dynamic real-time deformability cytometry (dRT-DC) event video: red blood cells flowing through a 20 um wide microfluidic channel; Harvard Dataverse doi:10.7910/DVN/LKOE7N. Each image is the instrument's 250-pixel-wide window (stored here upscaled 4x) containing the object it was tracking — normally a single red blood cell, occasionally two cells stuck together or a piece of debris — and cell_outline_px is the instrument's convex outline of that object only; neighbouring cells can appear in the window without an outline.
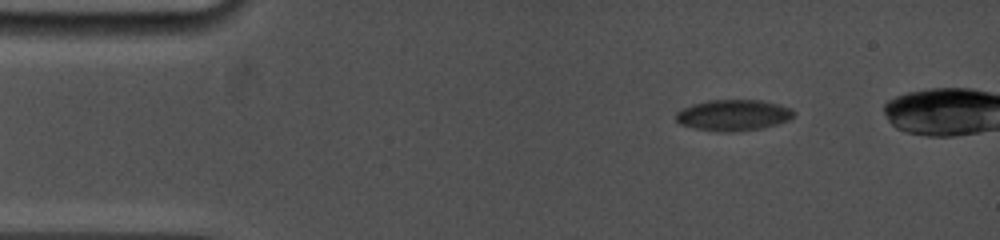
{"species": "common noctule bat (a hibernating species)", "species_latin": "Nyctalus noctula", "temperature_condition": "cold", "stored_images_in_passage": 5, "camera_frame_rate_fps": 5000, "um_per_image_px": 0.085, "animal": {"sex": "female", "body_mass_g": 19.0, "forearm_length_mm": 53.3}, "frame": {"image": 1, "passage_image": 1, "time_ms": 0.0, "image_size_px": [1000, 240], "cell_outline_px": [[796, 112], [788, 120], [764, 128], [732, 132], [720, 132], [696, 128], [680, 124], [676, 120], [676, 112], [692, 104], [708, 100], [760, 100], [780, 104], [792, 108]], "centroid_in_image_um": [62.35, 9.78], "position_along_channel_um": 22.6, "area_um2": 21.39}}
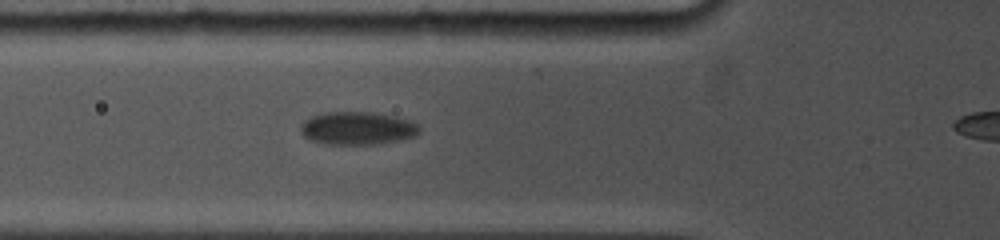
{"frame": {"image": 2, "passage_image": 5, "time_ms": 4.0, "image_size_px": [1000, 240], "cell_outline_px": [[420, 132], [416, 136], [380, 144], [324, 144], [308, 140], [300, 132], [300, 124], [304, 120], [312, 116], [324, 112], [372, 112], [396, 116], [420, 124]], "centroid_in_image_um": [30.37, 10.9], "position_along_channel_um": 95.4, "area_um2": 23.18}}